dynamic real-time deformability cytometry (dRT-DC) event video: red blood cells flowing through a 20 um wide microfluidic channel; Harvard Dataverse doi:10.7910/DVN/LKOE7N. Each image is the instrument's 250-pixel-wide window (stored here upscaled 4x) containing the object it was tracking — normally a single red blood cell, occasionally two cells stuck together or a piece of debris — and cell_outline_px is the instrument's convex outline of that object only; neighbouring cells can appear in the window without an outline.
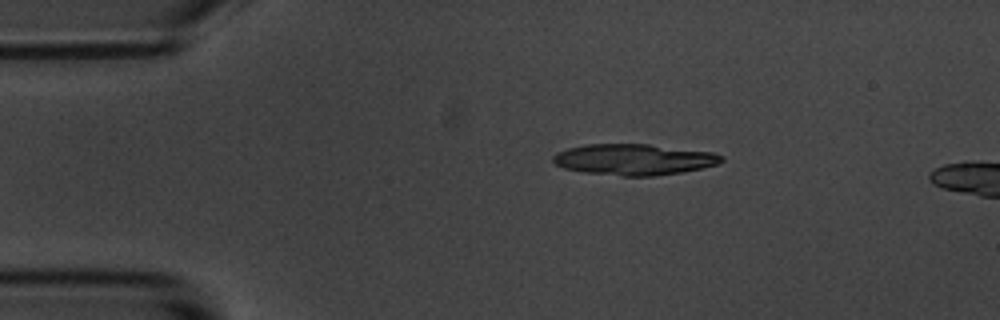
{"species": "common noctule bat (a hibernating species)", "species_latin": "Nyctalus noctula", "temperature_condition": "room temperature", "stored_images_in_passage": 4, "camera_frame_rate_fps": 3000, "um_per_image_px": 0.085, "animal": {"sex": "male", "body_mass_g": 20.1, "forearm_length_mm": 53.5}, "frame": {"image": 1, "passage_image": 2, "time_ms": 1.333, "image_size_px": [1000, 320], "cell_outline_px": [[724, 160], [716, 164], [700, 168], [680, 172], [656, 176], [620, 176], [584, 172], [564, 168], [556, 164], [552, 160], [552, 156], [556, 152], [568, 148], [588, 144], [648, 144], [712, 152], [724, 156]], "centroid_in_image_um": [53.86, 13.55], "position_along_channel_um": 31.1, "area_um2": 30.4}}